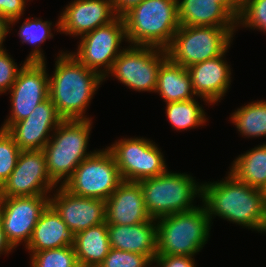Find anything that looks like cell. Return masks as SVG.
<instances>
[{
	"label": "cell",
	"instance_id": "1",
	"mask_svg": "<svg viewBox=\"0 0 266 267\" xmlns=\"http://www.w3.org/2000/svg\"><path fill=\"white\" fill-rule=\"evenodd\" d=\"M225 178L201 184L202 203L210 220L216 215L248 229L266 232V191L238 181L231 173Z\"/></svg>",
	"mask_w": 266,
	"mask_h": 267
},
{
	"label": "cell",
	"instance_id": "2",
	"mask_svg": "<svg viewBox=\"0 0 266 267\" xmlns=\"http://www.w3.org/2000/svg\"><path fill=\"white\" fill-rule=\"evenodd\" d=\"M49 76V98L63 120H88L84 116L103 76L88 69L74 55L61 52Z\"/></svg>",
	"mask_w": 266,
	"mask_h": 267
},
{
	"label": "cell",
	"instance_id": "3",
	"mask_svg": "<svg viewBox=\"0 0 266 267\" xmlns=\"http://www.w3.org/2000/svg\"><path fill=\"white\" fill-rule=\"evenodd\" d=\"M122 18L133 46L166 49L180 27L177 0H143Z\"/></svg>",
	"mask_w": 266,
	"mask_h": 267
},
{
	"label": "cell",
	"instance_id": "4",
	"mask_svg": "<svg viewBox=\"0 0 266 267\" xmlns=\"http://www.w3.org/2000/svg\"><path fill=\"white\" fill-rule=\"evenodd\" d=\"M156 223L157 255H196L207 243L212 226L204 205L156 219Z\"/></svg>",
	"mask_w": 266,
	"mask_h": 267
},
{
	"label": "cell",
	"instance_id": "5",
	"mask_svg": "<svg viewBox=\"0 0 266 267\" xmlns=\"http://www.w3.org/2000/svg\"><path fill=\"white\" fill-rule=\"evenodd\" d=\"M91 128V119L62 120L44 146L47 171L56 185L61 181L62 186L77 166L96 152H86Z\"/></svg>",
	"mask_w": 266,
	"mask_h": 267
},
{
	"label": "cell",
	"instance_id": "6",
	"mask_svg": "<svg viewBox=\"0 0 266 267\" xmlns=\"http://www.w3.org/2000/svg\"><path fill=\"white\" fill-rule=\"evenodd\" d=\"M145 207L151 219L195 209L192 202L202 195V185H198L191 175L186 173L163 174L140 180Z\"/></svg>",
	"mask_w": 266,
	"mask_h": 267
},
{
	"label": "cell",
	"instance_id": "7",
	"mask_svg": "<svg viewBox=\"0 0 266 267\" xmlns=\"http://www.w3.org/2000/svg\"><path fill=\"white\" fill-rule=\"evenodd\" d=\"M236 28L215 26H182L165 49L174 63L188 68L222 55L229 49Z\"/></svg>",
	"mask_w": 266,
	"mask_h": 267
},
{
	"label": "cell",
	"instance_id": "8",
	"mask_svg": "<svg viewBox=\"0 0 266 267\" xmlns=\"http://www.w3.org/2000/svg\"><path fill=\"white\" fill-rule=\"evenodd\" d=\"M122 182L115 159L106 148L84 159L62 186L77 196L106 201Z\"/></svg>",
	"mask_w": 266,
	"mask_h": 267
},
{
	"label": "cell",
	"instance_id": "9",
	"mask_svg": "<svg viewBox=\"0 0 266 267\" xmlns=\"http://www.w3.org/2000/svg\"><path fill=\"white\" fill-rule=\"evenodd\" d=\"M166 58L165 49L129 45L115 59L106 76L111 74L120 83L138 92H155L158 72Z\"/></svg>",
	"mask_w": 266,
	"mask_h": 267
},
{
	"label": "cell",
	"instance_id": "10",
	"mask_svg": "<svg viewBox=\"0 0 266 267\" xmlns=\"http://www.w3.org/2000/svg\"><path fill=\"white\" fill-rule=\"evenodd\" d=\"M155 142L145 138H124L107 149L112 153L123 181L139 182L167 171L164 155Z\"/></svg>",
	"mask_w": 266,
	"mask_h": 267
},
{
	"label": "cell",
	"instance_id": "11",
	"mask_svg": "<svg viewBox=\"0 0 266 267\" xmlns=\"http://www.w3.org/2000/svg\"><path fill=\"white\" fill-rule=\"evenodd\" d=\"M80 38L77 52L71 54L88 69L96 71L106 79L113 62L124 50L120 48L121 42L124 38L127 41L123 18L118 16L109 24L97 27Z\"/></svg>",
	"mask_w": 266,
	"mask_h": 267
},
{
	"label": "cell",
	"instance_id": "12",
	"mask_svg": "<svg viewBox=\"0 0 266 267\" xmlns=\"http://www.w3.org/2000/svg\"><path fill=\"white\" fill-rule=\"evenodd\" d=\"M48 76L45 62H24L9 90L11 114L1 129L7 130L13 123L26 119L37 105L49 98Z\"/></svg>",
	"mask_w": 266,
	"mask_h": 267
},
{
	"label": "cell",
	"instance_id": "13",
	"mask_svg": "<svg viewBox=\"0 0 266 267\" xmlns=\"http://www.w3.org/2000/svg\"><path fill=\"white\" fill-rule=\"evenodd\" d=\"M51 195L0 197V221L6 240L13 249L23 241L25 247Z\"/></svg>",
	"mask_w": 266,
	"mask_h": 267
},
{
	"label": "cell",
	"instance_id": "14",
	"mask_svg": "<svg viewBox=\"0 0 266 267\" xmlns=\"http://www.w3.org/2000/svg\"><path fill=\"white\" fill-rule=\"evenodd\" d=\"M56 186L48 174L44 151H21L16 167L0 187V197L47 195Z\"/></svg>",
	"mask_w": 266,
	"mask_h": 267
},
{
	"label": "cell",
	"instance_id": "15",
	"mask_svg": "<svg viewBox=\"0 0 266 267\" xmlns=\"http://www.w3.org/2000/svg\"><path fill=\"white\" fill-rule=\"evenodd\" d=\"M56 190L49 204L74 234L106 222L104 200L77 196L61 185Z\"/></svg>",
	"mask_w": 266,
	"mask_h": 267
},
{
	"label": "cell",
	"instance_id": "16",
	"mask_svg": "<svg viewBox=\"0 0 266 267\" xmlns=\"http://www.w3.org/2000/svg\"><path fill=\"white\" fill-rule=\"evenodd\" d=\"M63 119L59 116L50 98L37 105L34 111L6 131L12 136L21 151L43 150L50 140V132Z\"/></svg>",
	"mask_w": 266,
	"mask_h": 267
},
{
	"label": "cell",
	"instance_id": "17",
	"mask_svg": "<svg viewBox=\"0 0 266 267\" xmlns=\"http://www.w3.org/2000/svg\"><path fill=\"white\" fill-rule=\"evenodd\" d=\"M112 0H74L60 14L57 32L80 37L117 18Z\"/></svg>",
	"mask_w": 266,
	"mask_h": 267
},
{
	"label": "cell",
	"instance_id": "18",
	"mask_svg": "<svg viewBox=\"0 0 266 267\" xmlns=\"http://www.w3.org/2000/svg\"><path fill=\"white\" fill-rule=\"evenodd\" d=\"M226 52L187 68L194 94L206 103L216 104L220 101L231 84V69L223 60Z\"/></svg>",
	"mask_w": 266,
	"mask_h": 267
},
{
	"label": "cell",
	"instance_id": "19",
	"mask_svg": "<svg viewBox=\"0 0 266 267\" xmlns=\"http://www.w3.org/2000/svg\"><path fill=\"white\" fill-rule=\"evenodd\" d=\"M107 224L134 225L151 220L138 182L123 181L105 201Z\"/></svg>",
	"mask_w": 266,
	"mask_h": 267
},
{
	"label": "cell",
	"instance_id": "20",
	"mask_svg": "<svg viewBox=\"0 0 266 267\" xmlns=\"http://www.w3.org/2000/svg\"><path fill=\"white\" fill-rule=\"evenodd\" d=\"M155 219L134 225L107 224L111 248L146 255L151 261L157 256V223Z\"/></svg>",
	"mask_w": 266,
	"mask_h": 267
},
{
	"label": "cell",
	"instance_id": "21",
	"mask_svg": "<svg viewBox=\"0 0 266 267\" xmlns=\"http://www.w3.org/2000/svg\"><path fill=\"white\" fill-rule=\"evenodd\" d=\"M74 238L75 234L49 204L38 219L25 248L29 252L35 253L64 246H74Z\"/></svg>",
	"mask_w": 266,
	"mask_h": 267
},
{
	"label": "cell",
	"instance_id": "22",
	"mask_svg": "<svg viewBox=\"0 0 266 267\" xmlns=\"http://www.w3.org/2000/svg\"><path fill=\"white\" fill-rule=\"evenodd\" d=\"M182 26L236 28V18L217 0H177Z\"/></svg>",
	"mask_w": 266,
	"mask_h": 267
},
{
	"label": "cell",
	"instance_id": "23",
	"mask_svg": "<svg viewBox=\"0 0 266 267\" xmlns=\"http://www.w3.org/2000/svg\"><path fill=\"white\" fill-rule=\"evenodd\" d=\"M74 250L82 267H98L110 250L107 223L89 227L75 234Z\"/></svg>",
	"mask_w": 266,
	"mask_h": 267
},
{
	"label": "cell",
	"instance_id": "24",
	"mask_svg": "<svg viewBox=\"0 0 266 267\" xmlns=\"http://www.w3.org/2000/svg\"><path fill=\"white\" fill-rule=\"evenodd\" d=\"M155 92L166 103L189 100L195 96L187 68L172 62L168 57L160 66Z\"/></svg>",
	"mask_w": 266,
	"mask_h": 267
},
{
	"label": "cell",
	"instance_id": "25",
	"mask_svg": "<svg viewBox=\"0 0 266 267\" xmlns=\"http://www.w3.org/2000/svg\"><path fill=\"white\" fill-rule=\"evenodd\" d=\"M228 173L242 183L266 191V144L239 155Z\"/></svg>",
	"mask_w": 266,
	"mask_h": 267
},
{
	"label": "cell",
	"instance_id": "26",
	"mask_svg": "<svg viewBox=\"0 0 266 267\" xmlns=\"http://www.w3.org/2000/svg\"><path fill=\"white\" fill-rule=\"evenodd\" d=\"M231 121L242 136H266V101H255L238 108L232 113Z\"/></svg>",
	"mask_w": 266,
	"mask_h": 267
},
{
	"label": "cell",
	"instance_id": "27",
	"mask_svg": "<svg viewBox=\"0 0 266 267\" xmlns=\"http://www.w3.org/2000/svg\"><path fill=\"white\" fill-rule=\"evenodd\" d=\"M204 109L194 98L166 103V115L172 127L188 130L203 125L208 118Z\"/></svg>",
	"mask_w": 266,
	"mask_h": 267
},
{
	"label": "cell",
	"instance_id": "28",
	"mask_svg": "<svg viewBox=\"0 0 266 267\" xmlns=\"http://www.w3.org/2000/svg\"><path fill=\"white\" fill-rule=\"evenodd\" d=\"M51 25L52 22L43 21L41 18H27L22 23L18 32L22 43L32 44L35 47L25 62H45V56L42 49H40V44L54 36L51 32Z\"/></svg>",
	"mask_w": 266,
	"mask_h": 267
},
{
	"label": "cell",
	"instance_id": "29",
	"mask_svg": "<svg viewBox=\"0 0 266 267\" xmlns=\"http://www.w3.org/2000/svg\"><path fill=\"white\" fill-rule=\"evenodd\" d=\"M30 267H75L78 262L73 246L31 253Z\"/></svg>",
	"mask_w": 266,
	"mask_h": 267
},
{
	"label": "cell",
	"instance_id": "30",
	"mask_svg": "<svg viewBox=\"0 0 266 267\" xmlns=\"http://www.w3.org/2000/svg\"><path fill=\"white\" fill-rule=\"evenodd\" d=\"M236 25L266 32V0H244L240 4Z\"/></svg>",
	"mask_w": 266,
	"mask_h": 267
},
{
	"label": "cell",
	"instance_id": "31",
	"mask_svg": "<svg viewBox=\"0 0 266 267\" xmlns=\"http://www.w3.org/2000/svg\"><path fill=\"white\" fill-rule=\"evenodd\" d=\"M20 152L12 136L0 128V187L16 167Z\"/></svg>",
	"mask_w": 266,
	"mask_h": 267
},
{
	"label": "cell",
	"instance_id": "32",
	"mask_svg": "<svg viewBox=\"0 0 266 267\" xmlns=\"http://www.w3.org/2000/svg\"><path fill=\"white\" fill-rule=\"evenodd\" d=\"M152 261L143 254L110 248L98 267H151Z\"/></svg>",
	"mask_w": 266,
	"mask_h": 267
},
{
	"label": "cell",
	"instance_id": "33",
	"mask_svg": "<svg viewBox=\"0 0 266 267\" xmlns=\"http://www.w3.org/2000/svg\"><path fill=\"white\" fill-rule=\"evenodd\" d=\"M10 56L6 49H0V94L11 89L21 69Z\"/></svg>",
	"mask_w": 266,
	"mask_h": 267
},
{
	"label": "cell",
	"instance_id": "34",
	"mask_svg": "<svg viewBox=\"0 0 266 267\" xmlns=\"http://www.w3.org/2000/svg\"><path fill=\"white\" fill-rule=\"evenodd\" d=\"M26 1L28 0H0V14L10 20V25H14L23 16Z\"/></svg>",
	"mask_w": 266,
	"mask_h": 267
},
{
	"label": "cell",
	"instance_id": "35",
	"mask_svg": "<svg viewBox=\"0 0 266 267\" xmlns=\"http://www.w3.org/2000/svg\"><path fill=\"white\" fill-rule=\"evenodd\" d=\"M194 262L193 256L184 255H157L152 260L157 267H196Z\"/></svg>",
	"mask_w": 266,
	"mask_h": 267
},
{
	"label": "cell",
	"instance_id": "36",
	"mask_svg": "<svg viewBox=\"0 0 266 267\" xmlns=\"http://www.w3.org/2000/svg\"><path fill=\"white\" fill-rule=\"evenodd\" d=\"M143 0H112L113 8L117 16L122 17L133 7L140 4Z\"/></svg>",
	"mask_w": 266,
	"mask_h": 267
},
{
	"label": "cell",
	"instance_id": "37",
	"mask_svg": "<svg viewBox=\"0 0 266 267\" xmlns=\"http://www.w3.org/2000/svg\"><path fill=\"white\" fill-rule=\"evenodd\" d=\"M222 4L236 19L239 14L240 3L237 0H217Z\"/></svg>",
	"mask_w": 266,
	"mask_h": 267
},
{
	"label": "cell",
	"instance_id": "38",
	"mask_svg": "<svg viewBox=\"0 0 266 267\" xmlns=\"http://www.w3.org/2000/svg\"><path fill=\"white\" fill-rule=\"evenodd\" d=\"M10 27V20L0 14V49L3 48L2 44L10 30Z\"/></svg>",
	"mask_w": 266,
	"mask_h": 267
},
{
	"label": "cell",
	"instance_id": "39",
	"mask_svg": "<svg viewBox=\"0 0 266 267\" xmlns=\"http://www.w3.org/2000/svg\"><path fill=\"white\" fill-rule=\"evenodd\" d=\"M13 250V248L11 247V245L8 243V241L6 240L4 231H3V227L0 221V254H8L9 252H11Z\"/></svg>",
	"mask_w": 266,
	"mask_h": 267
},
{
	"label": "cell",
	"instance_id": "40",
	"mask_svg": "<svg viewBox=\"0 0 266 267\" xmlns=\"http://www.w3.org/2000/svg\"><path fill=\"white\" fill-rule=\"evenodd\" d=\"M240 4L244 1V0H237Z\"/></svg>",
	"mask_w": 266,
	"mask_h": 267
}]
</instances>
